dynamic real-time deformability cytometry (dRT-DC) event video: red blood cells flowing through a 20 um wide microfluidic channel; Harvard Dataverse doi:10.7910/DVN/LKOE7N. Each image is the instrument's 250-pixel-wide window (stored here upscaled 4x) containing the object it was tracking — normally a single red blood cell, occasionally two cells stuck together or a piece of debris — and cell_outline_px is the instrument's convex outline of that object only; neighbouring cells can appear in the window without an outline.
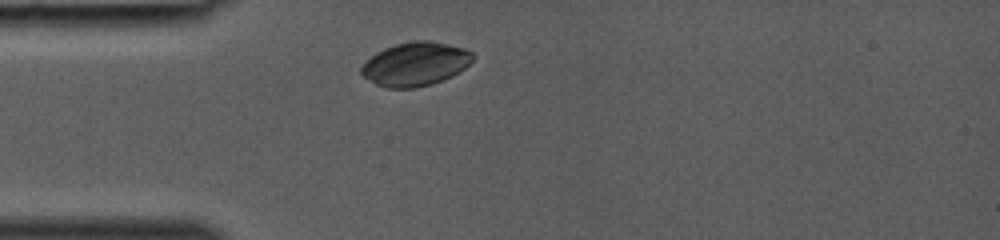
{"species": "common noctule bat (a hibernating species)", "species_latin": "Nyctalus noctula", "temperature_condition": "room temperature", "stored_images_in_passage": 25, "camera_frame_rate_fps": 3000, "um_per_image_px": 0.085, "animal": {"sex": "female", "body_mass_g": 19.0, "forearm_length_mm": 53.3}, "frame": {"image": 1, "passage_image": 1, "time_ms": 0.0, "image_size_px": [1000, 240], "cell_outline_px": [[472, 60], [464, 68], [452, 76], [432, 84], [412, 88], [384, 88], [376, 84], [364, 76], [360, 72], [360, 68], [364, 60], [376, 52], [384, 48], [396, 44], [416, 40], [428, 40], [464, 48], [472, 52]], "centroid_in_image_um": [35.26, 5.44], "position_along_channel_um": 49.7, "area_um2": 28.32}}
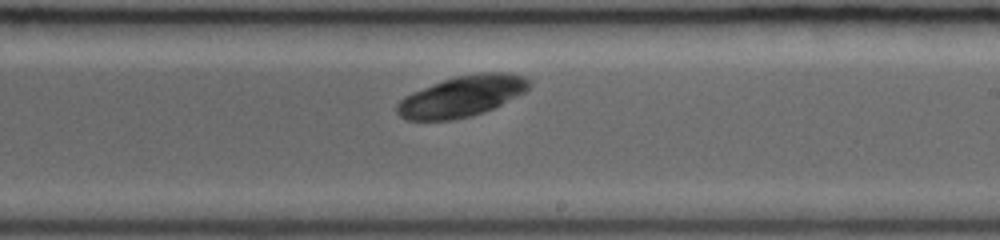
{"frame": {"image": 2, "passage_image": 14, "time_ms": 4.333, "image_size_px": [1000, 240], "cell_outline_px": [[532, 84], [524, 92], [484, 112], [472, 116], [452, 120], [408, 120], [400, 116], [396, 112], [396, 104], [404, 96], [412, 92], [444, 80], [456, 76], [476, 72], [508, 72], [524, 76], [532, 80]], "centroid_in_image_um": [39.27, 8.17], "position_along_channel_um": 249.7, "area_um2": 31.5}}
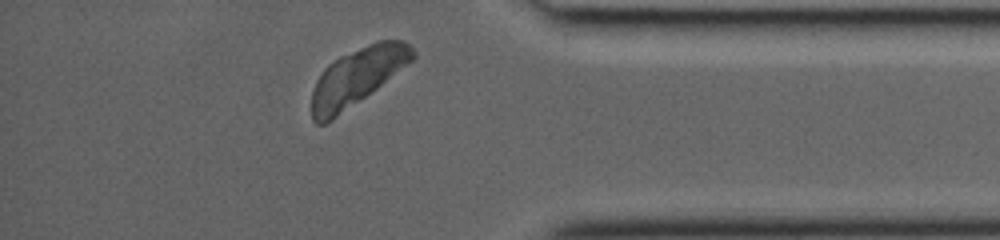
{"frame": {"image": 3, "passage_image": 24, "time_ms": 7.667, "image_size_px": [1000, 240], "cell_outline_px": [[416, 56], [412, 60], [376, 88], [332, 120], [324, 124], [316, 124], [312, 120], [312, 92], [316, 80], [324, 68], [328, 64], [340, 56], [376, 40], [404, 40], [416, 52]], "centroid_in_image_um": [30.33, 6.51], "position_along_channel_um": 404.9, "area_um2": 33.29}}